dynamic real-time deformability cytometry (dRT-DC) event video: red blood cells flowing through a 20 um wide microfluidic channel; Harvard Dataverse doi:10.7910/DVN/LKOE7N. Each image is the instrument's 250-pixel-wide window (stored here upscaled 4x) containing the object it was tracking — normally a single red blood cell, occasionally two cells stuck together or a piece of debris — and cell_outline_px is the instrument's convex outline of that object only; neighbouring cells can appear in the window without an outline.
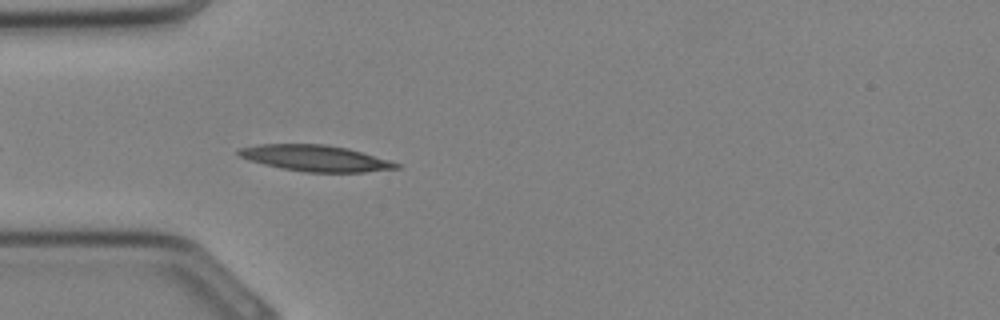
{"species": "Egyptian fruit bat (a non-hibernating species)", "species_latin": "Rousettus aegyptiacus", "temperature_condition": "cold", "stored_images_in_passage": 25, "camera_frame_rate_fps": 3000, "um_per_image_px": 0.085, "animal": {"sex": "female"}, "frame": {"image": 1, "passage_image": 2, "time_ms": 0.333, "image_size_px": [1000, 320], "cell_outline_px": [[400, 168], [364, 172], [304, 172], [264, 164], [248, 160], [240, 156], [236, 152], [236, 148], [260, 144], [328, 144], [348, 148], [388, 160], [400, 164]], "centroid_in_image_um": [26.78, 13.44], "position_along_channel_um": 58.2, "area_um2": 23.93}}
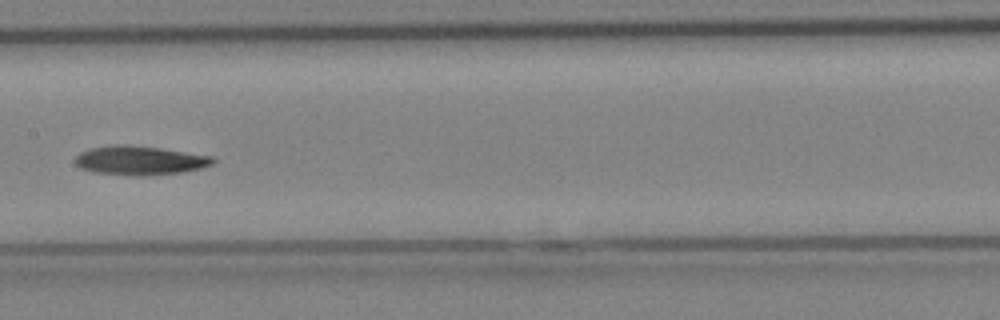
{"frame": {"image": 2, "passage_image": 9, "time_ms": 2.667, "image_size_px": [1000, 320], "cell_outline_px": [[216, 160], [212, 164], [200, 168], [184, 172], [144, 176], [136, 176], [92, 172], [80, 168], [76, 164], [76, 156], [80, 152], [88, 148], [112, 144], [124, 144], [160, 148], [212, 156]], "centroid_in_image_um": [11.85, 13.63], "position_along_channel_um": 195.5, "area_um2": 23.47}}
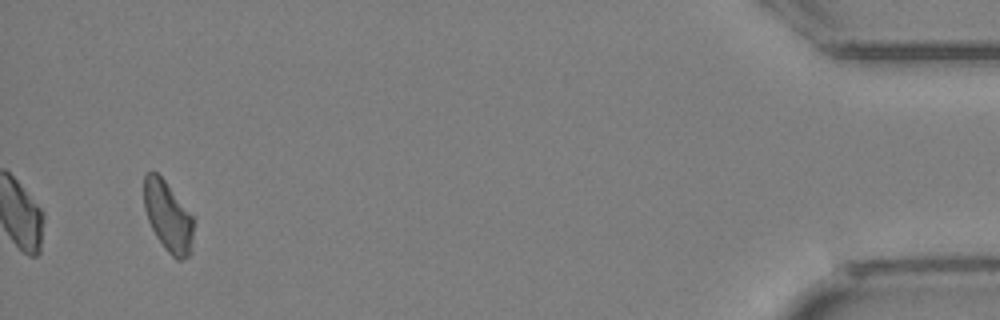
{"frame": {"image": 3, "passage_image": 24, "time_ms": 7.667, "image_size_px": [1000, 320], "cell_outline_px": [[192, 252], [188, 256], [180, 260], [176, 260], [164, 248], [156, 236], [148, 220], [144, 208], [144, 176], [148, 172], [156, 172], [164, 180], [192, 216]], "centroid_in_image_um": [14.26, 18.43], "position_along_channel_um": 420.9, "area_um2": 19.94}}